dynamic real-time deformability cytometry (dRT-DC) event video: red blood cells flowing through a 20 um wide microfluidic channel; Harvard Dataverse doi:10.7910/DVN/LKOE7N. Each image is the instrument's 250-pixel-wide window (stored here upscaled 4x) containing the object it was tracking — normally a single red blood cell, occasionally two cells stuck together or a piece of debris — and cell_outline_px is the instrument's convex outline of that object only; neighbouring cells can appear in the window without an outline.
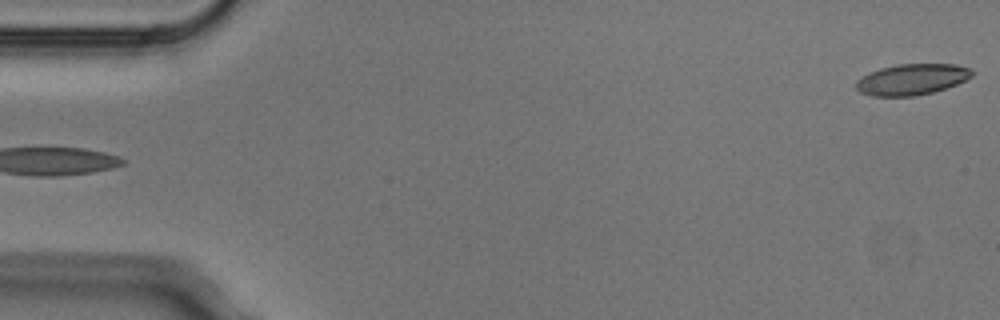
{"species": "Egyptian fruit bat (a non-hibernating species)", "species_latin": "Rousettus aegyptiacus", "temperature_condition": "cold", "stored_images_in_passage": 5, "segment_of_instrument_passage": [2, 2], "camera_frame_rate_fps": 3000, "um_per_image_px": 0.085, "animal": {"sex": "male"}, "frame": {"image": 1, "passage_image": 5, "time_ms": 1.333, "image_size_px": [1000, 320], "cell_outline_px": [[976, 72], [972, 76], [956, 84], [932, 92], [916, 96], [872, 96], [860, 92], [856, 88], [856, 80], [880, 68], [896, 64], [956, 64], [972, 68]], "centroid_in_image_um": [77.54, 6.74], "position_along_channel_um": 7.5, "area_um2": 20.92}}